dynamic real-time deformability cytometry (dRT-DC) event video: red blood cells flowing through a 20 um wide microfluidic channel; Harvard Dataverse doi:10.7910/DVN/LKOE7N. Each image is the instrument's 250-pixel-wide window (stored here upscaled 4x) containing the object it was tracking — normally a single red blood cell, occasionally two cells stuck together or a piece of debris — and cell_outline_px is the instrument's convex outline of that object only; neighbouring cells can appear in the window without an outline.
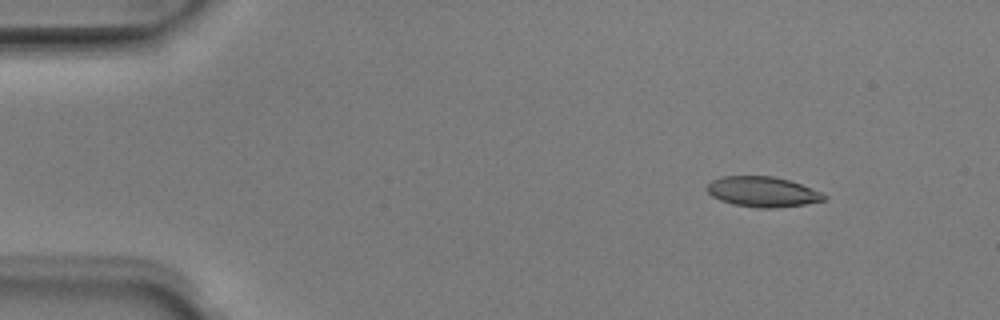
{"species": "Egyptian fruit bat (a non-hibernating species)", "species_latin": "Rousettus aegyptiacus", "temperature_condition": "room temperature", "stored_images_in_passage": 50, "camera_frame_rate_fps": 3000, "um_per_image_px": 0.085, "animal": {"sex": "male"}, "frame": {"image": 1, "passage_image": 5, "time_ms": 1.333, "image_size_px": [1000, 320], "cell_outline_px": [[828, 196], [824, 200], [804, 204], [776, 208], [756, 208], [732, 204], [720, 200], [712, 196], [704, 188], [712, 180], [724, 176], [772, 176], [788, 180], [800, 184], [820, 192]], "centroid_in_image_um": [64.78, 16.31], "position_along_channel_um": 20.2, "area_um2": 20.58}}
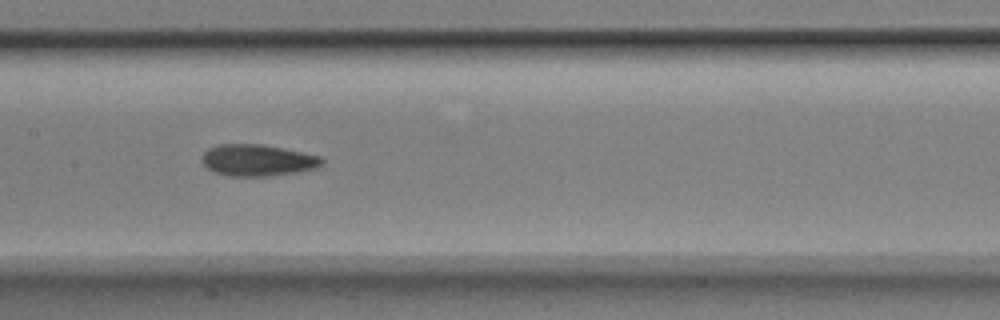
{"frame": {"image": 2, "passage_image": 24, "time_ms": 7.667, "image_size_px": [1000, 320], "cell_outline_px": [[324, 164], [316, 168], [300, 172], [272, 176], [228, 176], [212, 172], [200, 160], [204, 152], [208, 148], [216, 144], [264, 144], [304, 152], [320, 156], [324, 160]], "centroid_in_image_um": [21.9, 13.62], "position_along_channel_um": 185.5, "area_um2": 22.54}}
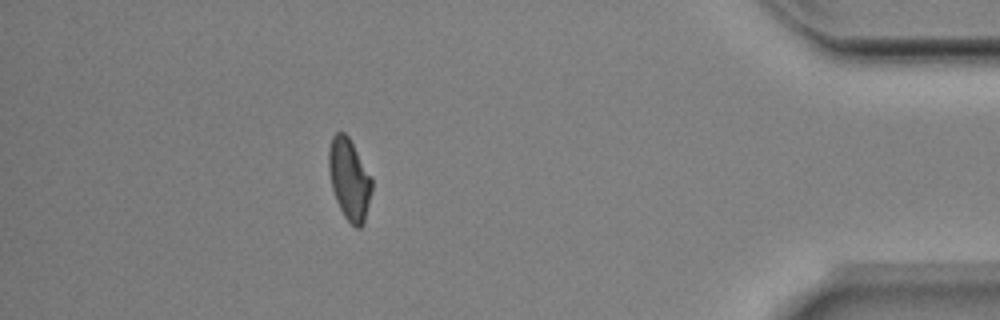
{"frame": {"image": 3, "passage_image": 44, "time_ms": 14.333, "image_size_px": [1000, 320], "cell_outline_px": [[372, 188], [364, 224], [360, 228], [356, 228], [344, 216], [336, 200], [332, 188], [328, 168], [328, 148], [332, 136], [336, 132], [344, 132], [348, 136], [372, 176]], "centroid_in_image_um": [29.69, 15.22], "position_along_channel_um": 405.5, "area_um2": 20.52}, "authors_computed_cell_mechanics": {"area_um2": 21.3282, "velocity_mm_per_s": 4.0095, "shape_relaxation_time_tau1_ms": 3.5187, "shape_relaxation_time_tau2_ms": 3.5837, "deformation_change_tau1": 0.1322, "deformation_change_tau2": 0.0885}}